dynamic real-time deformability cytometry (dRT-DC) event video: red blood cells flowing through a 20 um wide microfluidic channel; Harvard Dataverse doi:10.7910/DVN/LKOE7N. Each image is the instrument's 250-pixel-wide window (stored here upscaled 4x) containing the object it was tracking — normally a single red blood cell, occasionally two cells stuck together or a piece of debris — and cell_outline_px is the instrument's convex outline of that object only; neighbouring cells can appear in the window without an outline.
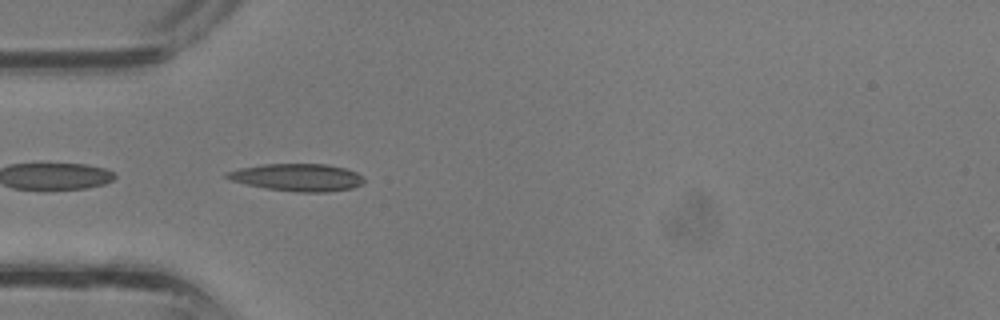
{"species": "common noctule bat (a hibernating species)", "species_latin": "Nyctalus noctula", "temperature_condition": "room temperature", "stored_images_in_passage": 33, "camera_frame_rate_fps": 3000, "um_per_image_px": 0.085, "animal": {"sex": "male", "body_mass_g": 13.3}, "frame": {"image": 1, "passage_image": 8, "time_ms": 2.333, "image_size_px": [1000, 320], "cell_outline_px": [[364, 180], [360, 184], [352, 188], [328, 192], [296, 192], [264, 188], [232, 180], [224, 176], [224, 172], [240, 168], [264, 164], [328, 164], [344, 168], [356, 172], [364, 176]], "centroid_in_image_um": [25.28, 15.07], "position_along_channel_um": 59.7, "area_um2": 21.85}}
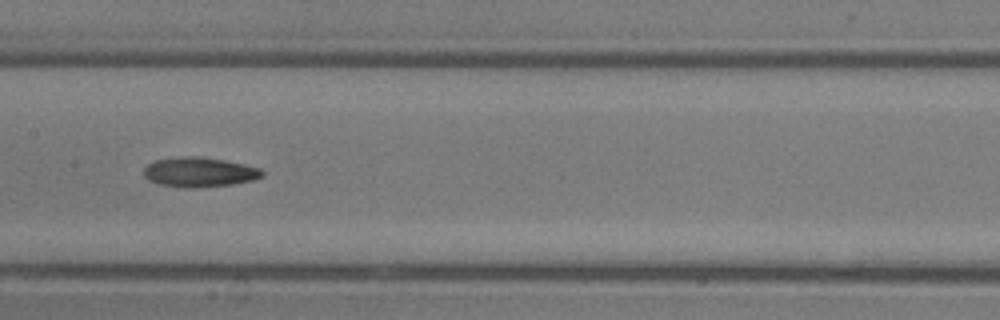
{"frame": {"image": 2, "passage_image": 15, "time_ms": 4.667, "image_size_px": [1000, 320], "cell_outline_px": [[264, 176], [252, 180], [232, 184], [192, 188], [180, 188], [160, 184], [148, 180], [144, 176], [144, 168], [148, 164], [156, 160], [184, 156], [196, 156], [224, 160], [260, 168], [264, 172]], "centroid_in_image_um": [16.93, 14.64], "position_along_channel_um": 190.5, "area_um2": 20.4}}
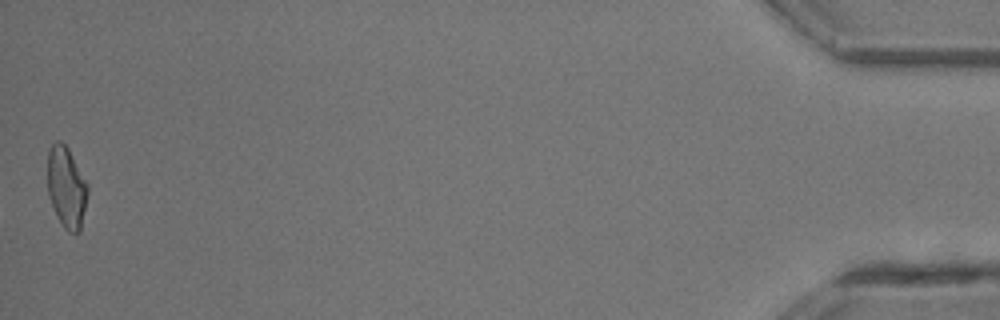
{"frame": {"image": 3, "passage_image": 33, "time_ms": 10.667, "image_size_px": [1000, 320], "cell_outline_px": [[88, 196], [80, 232], [68, 232], [64, 228], [52, 204], [48, 192], [48, 152], [52, 144], [56, 140], [60, 140], [68, 148], [88, 184]], "centroid_in_image_um": [5.67, 15.91], "position_along_channel_um": 429.5, "area_um2": 18.84}}